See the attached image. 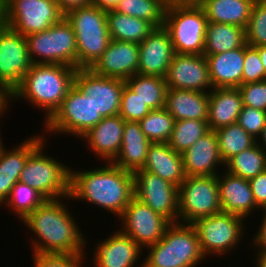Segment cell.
Wrapping results in <instances>:
<instances>
[{
  "label": "cell",
  "instance_id": "cell-1",
  "mask_svg": "<svg viewBox=\"0 0 266 267\" xmlns=\"http://www.w3.org/2000/svg\"><path fill=\"white\" fill-rule=\"evenodd\" d=\"M66 199L69 200L71 198L67 196L60 199L46 200L22 220V223L27 226L29 231L32 234L34 233L33 239L30 238L33 252L85 253L87 239L82 229L76 224L77 222L73 218L72 212H69L68 204L63 202Z\"/></svg>",
  "mask_w": 266,
  "mask_h": 267
},
{
  "label": "cell",
  "instance_id": "cell-33",
  "mask_svg": "<svg viewBox=\"0 0 266 267\" xmlns=\"http://www.w3.org/2000/svg\"><path fill=\"white\" fill-rule=\"evenodd\" d=\"M125 85L151 110L164 108L168 89L164 77L137 73L125 80Z\"/></svg>",
  "mask_w": 266,
  "mask_h": 267
},
{
  "label": "cell",
  "instance_id": "cell-28",
  "mask_svg": "<svg viewBox=\"0 0 266 267\" xmlns=\"http://www.w3.org/2000/svg\"><path fill=\"white\" fill-rule=\"evenodd\" d=\"M242 107V94L238 88H213L209 93V130L236 123Z\"/></svg>",
  "mask_w": 266,
  "mask_h": 267
},
{
  "label": "cell",
  "instance_id": "cell-35",
  "mask_svg": "<svg viewBox=\"0 0 266 267\" xmlns=\"http://www.w3.org/2000/svg\"><path fill=\"white\" fill-rule=\"evenodd\" d=\"M220 156L224 164L240 152L253 146L257 140L237 122L215 130Z\"/></svg>",
  "mask_w": 266,
  "mask_h": 267
},
{
  "label": "cell",
  "instance_id": "cell-9",
  "mask_svg": "<svg viewBox=\"0 0 266 267\" xmlns=\"http://www.w3.org/2000/svg\"><path fill=\"white\" fill-rule=\"evenodd\" d=\"M102 119L103 117L95 111L91 99L73 85L61 106L44 122L43 127L46 135L63 133L81 138Z\"/></svg>",
  "mask_w": 266,
  "mask_h": 267
},
{
  "label": "cell",
  "instance_id": "cell-18",
  "mask_svg": "<svg viewBox=\"0 0 266 267\" xmlns=\"http://www.w3.org/2000/svg\"><path fill=\"white\" fill-rule=\"evenodd\" d=\"M112 233L95 243L91 264L94 267H134L137 261H141L145 249L119 229Z\"/></svg>",
  "mask_w": 266,
  "mask_h": 267
},
{
  "label": "cell",
  "instance_id": "cell-11",
  "mask_svg": "<svg viewBox=\"0 0 266 267\" xmlns=\"http://www.w3.org/2000/svg\"><path fill=\"white\" fill-rule=\"evenodd\" d=\"M221 211L217 175L186 176L178 189V222L193 224Z\"/></svg>",
  "mask_w": 266,
  "mask_h": 267
},
{
  "label": "cell",
  "instance_id": "cell-54",
  "mask_svg": "<svg viewBox=\"0 0 266 267\" xmlns=\"http://www.w3.org/2000/svg\"><path fill=\"white\" fill-rule=\"evenodd\" d=\"M260 141L262 143H260ZM257 142H258V145L261 146L266 151V125L264 126L263 131L260 137L258 138Z\"/></svg>",
  "mask_w": 266,
  "mask_h": 267
},
{
  "label": "cell",
  "instance_id": "cell-42",
  "mask_svg": "<svg viewBox=\"0 0 266 267\" xmlns=\"http://www.w3.org/2000/svg\"><path fill=\"white\" fill-rule=\"evenodd\" d=\"M34 267H85L86 254H57L32 252ZM85 260V261H84Z\"/></svg>",
  "mask_w": 266,
  "mask_h": 267
},
{
  "label": "cell",
  "instance_id": "cell-10",
  "mask_svg": "<svg viewBox=\"0 0 266 267\" xmlns=\"http://www.w3.org/2000/svg\"><path fill=\"white\" fill-rule=\"evenodd\" d=\"M245 220L238 215L221 211L195 221L192 225L198 234L203 255L222 257L234 251L245 235Z\"/></svg>",
  "mask_w": 266,
  "mask_h": 267
},
{
  "label": "cell",
  "instance_id": "cell-23",
  "mask_svg": "<svg viewBox=\"0 0 266 267\" xmlns=\"http://www.w3.org/2000/svg\"><path fill=\"white\" fill-rule=\"evenodd\" d=\"M125 121L120 115L103 117L80 139L99 161L112 163L120 152Z\"/></svg>",
  "mask_w": 266,
  "mask_h": 267
},
{
  "label": "cell",
  "instance_id": "cell-21",
  "mask_svg": "<svg viewBox=\"0 0 266 267\" xmlns=\"http://www.w3.org/2000/svg\"><path fill=\"white\" fill-rule=\"evenodd\" d=\"M36 134L13 149L6 150L4 145L0 148V205L9 198L12 187L19 181L28 157L46 141L44 134Z\"/></svg>",
  "mask_w": 266,
  "mask_h": 267
},
{
  "label": "cell",
  "instance_id": "cell-41",
  "mask_svg": "<svg viewBox=\"0 0 266 267\" xmlns=\"http://www.w3.org/2000/svg\"><path fill=\"white\" fill-rule=\"evenodd\" d=\"M151 109L126 85L121 95L119 115L124 121L139 122Z\"/></svg>",
  "mask_w": 266,
  "mask_h": 267
},
{
  "label": "cell",
  "instance_id": "cell-52",
  "mask_svg": "<svg viewBox=\"0 0 266 267\" xmlns=\"http://www.w3.org/2000/svg\"><path fill=\"white\" fill-rule=\"evenodd\" d=\"M259 51V56L265 70V80H266V46L255 47Z\"/></svg>",
  "mask_w": 266,
  "mask_h": 267
},
{
  "label": "cell",
  "instance_id": "cell-26",
  "mask_svg": "<svg viewBox=\"0 0 266 267\" xmlns=\"http://www.w3.org/2000/svg\"><path fill=\"white\" fill-rule=\"evenodd\" d=\"M179 187L186 178L182 155L168 143H151L141 168Z\"/></svg>",
  "mask_w": 266,
  "mask_h": 267
},
{
  "label": "cell",
  "instance_id": "cell-40",
  "mask_svg": "<svg viewBox=\"0 0 266 267\" xmlns=\"http://www.w3.org/2000/svg\"><path fill=\"white\" fill-rule=\"evenodd\" d=\"M245 33L249 46H266V0H255L253 3Z\"/></svg>",
  "mask_w": 266,
  "mask_h": 267
},
{
  "label": "cell",
  "instance_id": "cell-8",
  "mask_svg": "<svg viewBox=\"0 0 266 267\" xmlns=\"http://www.w3.org/2000/svg\"><path fill=\"white\" fill-rule=\"evenodd\" d=\"M26 41L32 64H58L77 68L76 36L65 17L45 31L27 35Z\"/></svg>",
  "mask_w": 266,
  "mask_h": 267
},
{
  "label": "cell",
  "instance_id": "cell-29",
  "mask_svg": "<svg viewBox=\"0 0 266 267\" xmlns=\"http://www.w3.org/2000/svg\"><path fill=\"white\" fill-rule=\"evenodd\" d=\"M150 144L138 122L125 121L120 152L112 163L131 172L141 169Z\"/></svg>",
  "mask_w": 266,
  "mask_h": 267
},
{
  "label": "cell",
  "instance_id": "cell-12",
  "mask_svg": "<svg viewBox=\"0 0 266 267\" xmlns=\"http://www.w3.org/2000/svg\"><path fill=\"white\" fill-rule=\"evenodd\" d=\"M63 17L55 0H5V25L25 37L45 31Z\"/></svg>",
  "mask_w": 266,
  "mask_h": 267
},
{
  "label": "cell",
  "instance_id": "cell-43",
  "mask_svg": "<svg viewBox=\"0 0 266 267\" xmlns=\"http://www.w3.org/2000/svg\"><path fill=\"white\" fill-rule=\"evenodd\" d=\"M243 63L242 85L265 80V70L259 56V51L247 43H245Z\"/></svg>",
  "mask_w": 266,
  "mask_h": 267
},
{
  "label": "cell",
  "instance_id": "cell-4",
  "mask_svg": "<svg viewBox=\"0 0 266 267\" xmlns=\"http://www.w3.org/2000/svg\"><path fill=\"white\" fill-rule=\"evenodd\" d=\"M145 248L149 253L140 267H197L207 258L194 226L180 222L171 223L159 242Z\"/></svg>",
  "mask_w": 266,
  "mask_h": 267
},
{
  "label": "cell",
  "instance_id": "cell-16",
  "mask_svg": "<svg viewBox=\"0 0 266 267\" xmlns=\"http://www.w3.org/2000/svg\"><path fill=\"white\" fill-rule=\"evenodd\" d=\"M74 85L91 99L102 117L119 115L124 80L97 75L91 69H77Z\"/></svg>",
  "mask_w": 266,
  "mask_h": 267
},
{
  "label": "cell",
  "instance_id": "cell-31",
  "mask_svg": "<svg viewBox=\"0 0 266 267\" xmlns=\"http://www.w3.org/2000/svg\"><path fill=\"white\" fill-rule=\"evenodd\" d=\"M245 43V28L208 21L203 55H215L235 50L242 47Z\"/></svg>",
  "mask_w": 266,
  "mask_h": 267
},
{
  "label": "cell",
  "instance_id": "cell-55",
  "mask_svg": "<svg viewBox=\"0 0 266 267\" xmlns=\"http://www.w3.org/2000/svg\"><path fill=\"white\" fill-rule=\"evenodd\" d=\"M167 3H199L201 0H166Z\"/></svg>",
  "mask_w": 266,
  "mask_h": 267
},
{
  "label": "cell",
  "instance_id": "cell-25",
  "mask_svg": "<svg viewBox=\"0 0 266 267\" xmlns=\"http://www.w3.org/2000/svg\"><path fill=\"white\" fill-rule=\"evenodd\" d=\"M204 56L213 88H238L242 85L245 44L235 50Z\"/></svg>",
  "mask_w": 266,
  "mask_h": 267
},
{
  "label": "cell",
  "instance_id": "cell-27",
  "mask_svg": "<svg viewBox=\"0 0 266 267\" xmlns=\"http://www.w3.org/2000/svg\"><path fill=\"white\" fill-rule=\"evenodd\" d=\"M209 93L168 88L164 108L177 120L208 118Z\"/></svg>",
  "mask_w": 266,
  "mask_h": 267
},
{
  "label": "cell",
  "instance_id": "cell-53",
  "mask_svg": "<svg viewBox=\"0 0 266 267\" xmlns=\"http://www.w3.org/2000/svg\"><path fill=\"white\" fill-rule=\"evenodd\" d=\"M5 26V0H0V30Z\"/></svg>",
  "mask_w": 266,
  "mask_h": 267
},
{
  "label": "cell",
  "instance_id": "cell-39",
  "mask_svg": "<svg viewBox=\"0 0 266 267\" xmlns=\"http://www.w3.org/2000/svg\"><path fill=\"white\" fill-rule=\"evenodd\" d=\"M138 123L151 143H167L174 129L175 119L165 108H161L151 110Z\"/></svg>",
  "mask_w": 266,
  "mask_h": 267
},
{
  "label": "cell",
  "instance_id": "cell-3",
  "mask_svg": "<svg viewBox=\"0 0 266 267\" xmlns=\"http://www.w3.org/2000/svg\"><path fill=\"white\" fill-rule=\"evenodd\" d=\"M77 68L58 64H32L10 99H25L33 107L45 111L44 122L61 106L74 85Z\"/></svg>",
  "mask_w": 266,
  "mask_h": 267
},
{
  "label": "cell",
  "instance_id": "cell-32",
  "mask_svg": "<svg viewBox=\"0 0 266 267\" xmlns=\"http://www.w3.org/2000/svg\"><path fill=\"white\" fill-rule=\"evenodd\" d=\"M107 22L111 40L137 44L142 42L155 28L146 20L128 16L115 10L107 11Z\"/></svg>",
  "mask_w": 266,
  "mask_h": 267
},
{
  "label": "cell",
  "instance_id": "cell-44",
  "mask_svg": "<svg viewBox=\"0 0 266 267\" xmlns=\"http://www.w3.org/2000/svg\"><path fill=\"white\" fill-rule=\"evenodd\" d=\"M237 123L253 138L258 140L266 125V111L243 106Z\"/></svg>",
  "mask_w": 266,
  "mask_h": 267
},
{
  "label": "cell",
  "instance_id": "cell-36",
  "mask_svg": "<svg viewBox=\"0 0 266 267\" xmlns=\"http://www.w3.org/2000/svg\"><path fill=\"white\" fill-rule=\"evenodd\" d=\"M166 0H121L115 11L150 22L155 28L164 24Z\"/></svg>",
  "mask_w": 266,
  "mask_h": 267
},
{
  "label": "cell",
  "instance_id": "cell-46",
  "mask_svg": "<svg viewBox=\"0 0 266 267\" xmlns=\"http://www.w3.org/2000/svg\"><path fill=\"white\" fill-rule=\"evenodd\" d=\"M256 206L266 209V170L249 180Z\"/></svg>",
  "mask_w": 266,
  "mask_h": 267
},
{
  "label": "cell",
  "instance_id": "cell-51",
  "mask_svg": "<svg viewBox=\"0 0 266 267\" xmlns=\"http://www.w3.org/2000/svg\"><path fill=\"white\" fill-rule=\"evenodd\" d=\"M256 255L255 256H257L256 257V259L255 260H257V261H255V266H257V267H266V252H257L256 251Z\"/></svg>",
  "mask_w": 266,
  "mask_h": 267
},
{
  "label": "cell",
  "instance_id": "cell-5",
  "mask_svg": "<svg viewBox=\"0 0 266 267\" xmlns=\"http://www.w3.org/2000/svg\"><path fill=\"white\" fill-rule=\"evenodd\" d=\"M64 17L76 36L77 69H90L111 42L107 12L90 4L73 9Z\"/></svg>",
  "mask_w": 266,
  "mask_h": 267
},
{
  "label": "cell",
  "instance_id": "cell-22",
  "mask_svg": "<svg viewBox=\"0 0 266 267\" xmlns=\"http://www.w3.org/2000/svg\"><path fill=\"white\" fill-rule=\"evenodd\" d=\"M181 155L186 176H216L217 169L225 167L214 130L205 133Z\"/></svg>",
  "mask_w": 266,
  "mask_h": 267
},
{
  "label": "cell",
  "instance_id": "cell-20",
  "mask_svg": "<svg viewBox=\"0 0 266 267\" xmlns=\"http://www.w3.org/2000/svg\"><path fill=\"white\" fill-rule=\"evenodd\" d=\"M174 55L169 32L163 27L154 30L139 43L138 73L166 77Z\"/></svg>",
  "mask_w": 266,
  "mask_h": 267
},
{
  "label": "cell",
  "instance_id": "cell-14",
  "mask_svg": "<svg viewBox=\"0 0 266 267\" xmlns=\"http://www.w3.org/2000/svg\"><path fill=\"white\" fill-rule=\"evenodd\" d=\"M31 66L26 37L5 25L0 30V85L11 94Z\"/></svg>",
  "mask_w": 266,
  "mask_h": 267
},
{
  "label": "cell",
  "instance_id": "cell-17",
  "mask_svg": "<svg viewBox=\"0 0 266 267\" xmlns=\"http://www.w3.org/2000/svg\"><path fill=\"white\" fill-rule=\"evenodd\" d=\"M168 88L210 93L213 89L204 55L174 53L167 75Z\"/></svg>",
  "mask_w": 266,
  "mask_h": 267
},
{
  "label": "cell",
  "instance_id": "cell-2",
  "mask_svg": "<svg viewBox=\"0 0 266 267\" xmlns=\"http://www.w3.org/2000/svg\"><path fill=\"white\" fill-rule=\"evenodd\" d=\"M84 170H72L70 200L86 201L119 218L134 197L133 172L113 163Z\"/></svg>",
  "mask_w": 266,
  "mask_h": 267
},
{
  "label": "cell",
  "instance_id": "cell-56",
  "mask_svg": "<svg viewBox=\"0 0 266 267\" xmlns=\"http://www.w3.org/2000/svg\"><path fill=\"white\" fill-rule=\"evenodd\" d=\"M0 124H3V123H0ZM0 127H1V125H0ZM0 130L2 131V129H1V128H0ZM1 131H0V148H1V147H2V145L4 144V143H3V140H2L3 138H2V135H1V134H2V132H1Z\"/></svg>",
  "mask_w": 266,
  "mask_h": 267
},
{
  "label": "cell",
  "instance_id": "cell-6",
  "mask_svg": "<svg viewBox=\"0 0 266 267\" xmlns=\"http://www.w3.org/2000/svg\"><path fill=\"white\" fill-rule=\"evenodd\" d=\"M208 19L198 3H167L163 27L174 53L203 55Z\"/></svg>",
  "mask_w": 266,
  "mask_h": 267
},
{
  "label": "cell",
  "instance_id": "cell-49",
  "mask_svg": "<svg viewBox=\"0 0 266 267\" xmlns=\"http://www.w3.org/2000/svg\"><path fill=\"white\" fill-rule=\"evenodd\" d=\"M121 0H90V4L104 11L115 10Z\"/></svg>",
  "mask_w": 266,
  "mask_h": 267
},
{
  "label": "cell",
  "instance_id": "cell-48",
  "mask_svg": "<svg viewBox=\"0 0 266 267\" xmlns=\"http://www.w3.org/2000/svg\"><path fill=\"white\" fill-rule=\"evenodd\" d=\"M60 11L65 15L69 11L90 5V0H55Z\"/></svg>",
  "mask_w": 266,
  "mask_h": 267
},
{
  "label": "cell",
  "instance_id": "cell-37",
  "mask_svg": "<svg viewBox=\"0 0 266 267\" xmlns=\"http://www.w3.org/2000/svg\"><path fill=\"white\" fill-rule=\"evenodd\" d=\"M47 199L26 183L18 181L10 192L3 207H8L19 220H24L31 212L40 207ZM13 210V211H12Z\"/></svg>",
  "mask_w": 266,
  "mask_h": 267
},
{
  "label": "cell",
  "instance_id": "cell-38",
  "mask_svg": "<svg viewBox=\"0 0 266 267\" xmlns=\"http://www.w3.org/2000/svg\"><path fill=\"white\" fill-rule=\"evenodd\" d=\"M208 131L207 121L177 120L167 143L174 151L182 154Z\"/></svg>",
  "mask_w": 266,
  "mask_h": 267
},
{
  "label": "cell",
  "instance_id": "cell-45",
  "mask_svg": "<svg viewBox=\"0 0 266 267\" xmlns=\"http://www.w3.org/2000/svg\"><path fill=\"white\" fill-rule=\"evenodd\" d=\"M238 89L242 94L243 106L266 111V80L246 83Z\"/></svg>",
  "mask_w": 266,
  "mask_h": 267
},
{
  "label": "cell",
  "instance_id": "cell-15",
  "mask_svg": "<svg viewBox=\"0 0 266 267\" xmlns=\"http://www.w3.org/2000/svg\"><path fill=\"white\" fill-rule=\"evenodd\" d=\"M134 197L171 223L178 222V189L158 175L138 169L133 172Z\"/></svg>",
  "mask_w": 266,
  "mask_h": 267
},
{
  "label": "cell",
  "instance_id": "cell-50",
  "mask_svg": "<svg viewBox=\"0 0 266 267\" xmlns=\"http://www.w3.org/2000/svg\"><path fill=\"white\" fill-rule=\"evenodd\" d=\"M9 102H11L10 94L0 85V118H3L2 115H6L5 112L8 110L9 105H11Z\"/></svg>",
  "mask_w": 266,
  "mask_h": 267
},
{
  "label": "cell",
  "instance_id": "cell-24",
  "mask_svg": "<svg viewBox=\"0 0 266 267\" xmlns=\"http://www.w3.org/2000/svg\"><path fill=\"white\" fill-rule=\"evenodd\" d=\"M219 198L222 211L247 219L256 206L249 180L230 174L227 171L217 175ZM254 211V212H253Z\"/></svg>",
  "mask_w": 266,
  "mask_h": 267
},
{
  "label": "cell",
  "instance_id": "cell-47",
  "mask_svg": "<svg viewBox=\"0 0 266 267\" xmlns=\"http://www.w3.org/2000/svg\"><path fill=\"white\" fill-rule=\"evenodd\" d=\"M261 210L264 212L262 221L255 235H253L254 237L250 239L253 240L252 242H250V245H253V247L255 246V250H258V252H266V209Z\"/></svg>",
  "mask_w": 266,
  "mask_h": 267
},
{
  "label": "cell",
  "instance_id": "cell-34",
  "mask_svg": "<svg viewBox=\"0 0 266 267\" xmlns=\"http://www.w3.org/2000/svg\"><path fill=\"white\" fill-rule=\"evenodd\" d=\"M225 171L246 180L266 170V151L256 142L225 163Z\"/></svg>",
  "mask_w": 266,
  "mask_h": 267
},
{
  "label": "cell",
  "instance_id": "cell-19",
  "mask_svg": "<svg viewBox=\"0 0 266 267\" xmlns=\"http://www.w3.org/2000/svg\"><path fill=\"white\" fill-rule=\"evenodd\" d=\"M138 63L139 44L111 40L90 69L97 75L125 81L138 73Z\"/></svg>",
  "mask_w": 266,
  "mask_h": 267
},
{
  "label": "cell",
  "instance_id": "cell-30",
  "mask_svg": "<svg viewBox=\"0 0 266 267\" xmlns=\"http://www.w3.org/2000/svg\"><path fill=\"white\" fill-rule=\"evenodd\" d=\"M254 2L255 0H201L198 4L204 9L209 22L246 29Z\"/></svg>",
  "mask_w": 266,
  "mask_h": 267
},
{
  "label": "cell",
  "instance_id": "cell-13",
  "mask_svg": "<svg viewBox=\"0 0 266 267\" xmlns=\"http://www.w3.org/2000/svg\"><path fill=\"white\" fill-rule=\"evenodd\" d=\"M119 230L130 236L138 245L145 248L159 242L171 224L169 220L153 211L136 197H133L118 218Z\"/></svg>",
  "mask_w": 266,
  "mask_h": 267
},
{
  "label": "cell",
  "instance_id": "cell-7",
  "mask_svg": "<svg viewBox=\"0 0 266 267\" xmlns=\"http://www.w3.org/2000/svg\"><path fill=\"white\" fill-rule=\"evenodd\" d=\"M45 142L47 139L28 157L19 181L40 192L47 200L70 196L71 167L45 154Z\"/></svg>",
  "mask_w": 266,
  "mask_h": 267
}]
</instances>
